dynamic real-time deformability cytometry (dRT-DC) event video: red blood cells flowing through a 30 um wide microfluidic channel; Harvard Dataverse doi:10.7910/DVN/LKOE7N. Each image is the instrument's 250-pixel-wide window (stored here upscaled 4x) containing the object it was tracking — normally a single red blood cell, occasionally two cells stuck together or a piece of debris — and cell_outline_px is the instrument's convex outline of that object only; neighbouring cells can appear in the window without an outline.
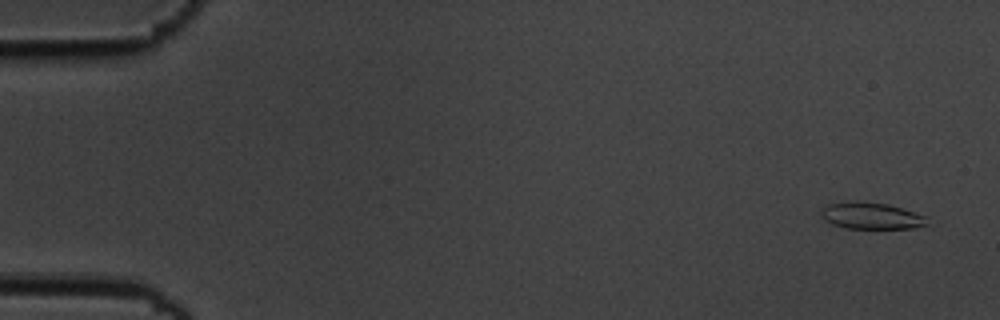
{"species": "common noctule bat (a hibernating species)", "species_latin": "Nyctalus noctula", "temperature_condition": "cold", "stored_images_in_passage": 5, "camera_frame_rate_fps": 3000, "um_per_image_px": 0.085, "animal": {"sex": "male", "body_mass_g": 19.5, "forearm_length_mm": 54.6}, "frame": {"image": 1, "passage_image": 1, "time_ms": 0.0, "image_size_px": [1000, 320], "cell_outline_px": [[928, 224], [916, 228], [848, 228], [832, 224], [824, 220], [820, 212], [828, 204], [856, 200], [888, 204], [928, 216]], "centroid_in_image_um": [74.09, 18.33], "position_along_channel_um": 10.9, "area_um2": 16.53}}